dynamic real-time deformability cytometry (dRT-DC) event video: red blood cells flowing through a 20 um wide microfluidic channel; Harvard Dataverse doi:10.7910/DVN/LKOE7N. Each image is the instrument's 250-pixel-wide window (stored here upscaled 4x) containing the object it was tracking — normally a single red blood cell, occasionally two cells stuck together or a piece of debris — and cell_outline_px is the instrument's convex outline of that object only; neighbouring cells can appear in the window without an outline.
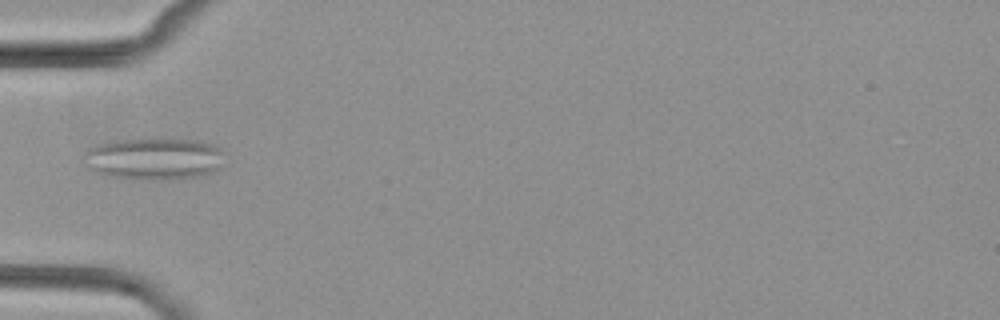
{"species": "common noctule bat (a hibernating species)", "species_latin": "Nyctalus noctula", "temperature_condition": "cold", "stored_images_in_passage": 6, "camera_frame_rate_fps": 3000, "um_per_image_px": 0.085, "animal": {"sex": "female", "body_mass_g": 29.2, "forearm_length_mm": 56.3}, "frame": {"image": 1, "passage_image": 6, "time_ms": 5.667, "image_size_px": [1000, 320], "cell_outline_px": [[220, 164], [216, 172], [208, 176], [168, 180], [148, 180], [116, 176], [92, 172], [88, 168], [84, 152], [88, 148], [96, 144], [116, 140], [160, 136], [196, 140], [216, 144], [220, 148]], "centroid_in_image_um": [13.12, 13.46], "position_along_channel_um": 71.9, "area_um2": 35.43}}